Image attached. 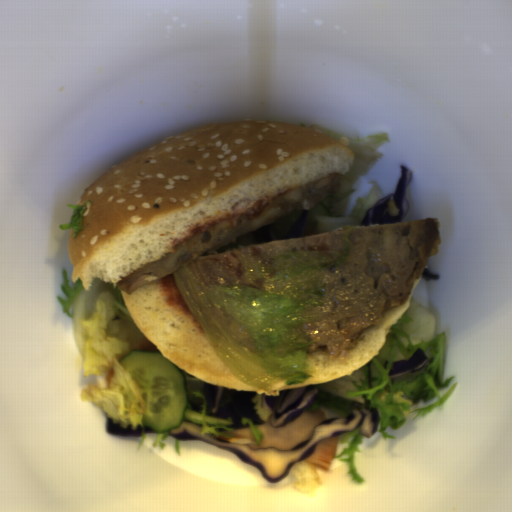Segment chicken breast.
I'll use <instances>...</instances> for the list:
<instances>
[{"mask_svg":"<svg viewBox=\"0 0 512 512\" xmlns=\"http://www.w3.org/2000/svg\"><path fill=\"white\" fill-rule=\"evenodd\" d=\"M324 421H328L324 411L304 409L295 420L284 427H273L271 419L257 424L262 435L260 444L249 425L243 429L224 431L223 434L233 437L217 436L216 438L232 444H247L255 449L276 448L290 451L298 444L310 439L314 428Z\"/></svg>","mask_w":512,"mask_h":512,"instance_id":"chicken-breast-1","label":"chicken breast"},{"mask_svg":"<svg viewBox=\"0 0 512 512\" xmlns=\"http://www.w3.org/2000/svg\"><path fill=\"white\" fill-rule=\"evenodd\" d=\"M338 435L319 441L312 453L304 460L319 470H328L331 468L336 454Z\"/></svg>","mask_w":512,"mask_h":512,"instance_id":"chicken-breast-2","label":"chicken breast"},{"mask_svg":"<svg viewBox=\"0 0 512 512\" xmlns=\"http://www.w3.org/2000/svg\"><path fill=\"white\" fill-rule=\"evenodd\" d=\"M135 349H143L155 352H161L155 345H153L150 341L145 338L138 341Z\"/></svg>","mask_w":512,"mask_h":512,"instance_id":"chicken-breast-3","label":"chicken breast"}]
</instances>
